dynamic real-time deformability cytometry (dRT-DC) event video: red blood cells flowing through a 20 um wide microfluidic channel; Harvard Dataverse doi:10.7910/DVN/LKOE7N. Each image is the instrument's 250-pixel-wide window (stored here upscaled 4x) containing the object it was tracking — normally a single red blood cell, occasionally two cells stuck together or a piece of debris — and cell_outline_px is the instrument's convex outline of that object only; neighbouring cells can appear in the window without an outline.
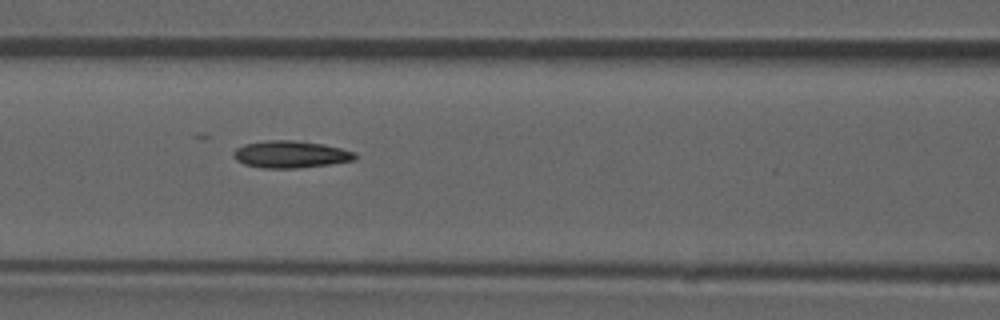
{"species": "common noctule bat (a hibernating species)", "species_latin": "Nyctalus noctula", "temperature_condition": "room temperature", "stored_images_in_passage": 53, "camera_frame_rate_fps": 3000, "um_per_image_px": 0.085, "animal": {"sex": "male", "forearm_length_mm": 52.5}, "frame": {"image": 1, "passage_image": 23, "time_ms": 7.333, "image_size_px": [1000, 320], "cell_outline_px": [[356, 160], [328, 164], [296, 168], [260, 168], [244, 164], [236, 160], [232, 156], [232, 152], [236, 148], [244, 144], [268, 140], [292, 140], [324, 144], [356, 152]], "centroid_in_image_um": [24.67, 13.12], "position_along_channel_um": 141.9, "area_um2": 19.25}}
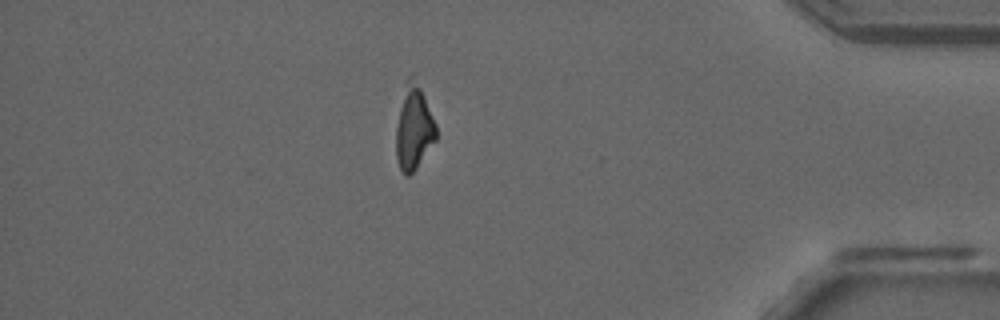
{"frame": {"image": 2, "passage_image": 46, "time_ms": 15.0, "image_size_px": [1000, 320], "cell_outline_px": [[436, 140], [416, 168], [408, 176], [400, 168], [396, 156], [396, 128], [400, 108], [408, 76], [412, 72], [424, 96], [436, 124]], "centroid_in_image_um": [35.18, 10.86], "position_along_channel_um": 400.0, "area_um2": 19.13}}